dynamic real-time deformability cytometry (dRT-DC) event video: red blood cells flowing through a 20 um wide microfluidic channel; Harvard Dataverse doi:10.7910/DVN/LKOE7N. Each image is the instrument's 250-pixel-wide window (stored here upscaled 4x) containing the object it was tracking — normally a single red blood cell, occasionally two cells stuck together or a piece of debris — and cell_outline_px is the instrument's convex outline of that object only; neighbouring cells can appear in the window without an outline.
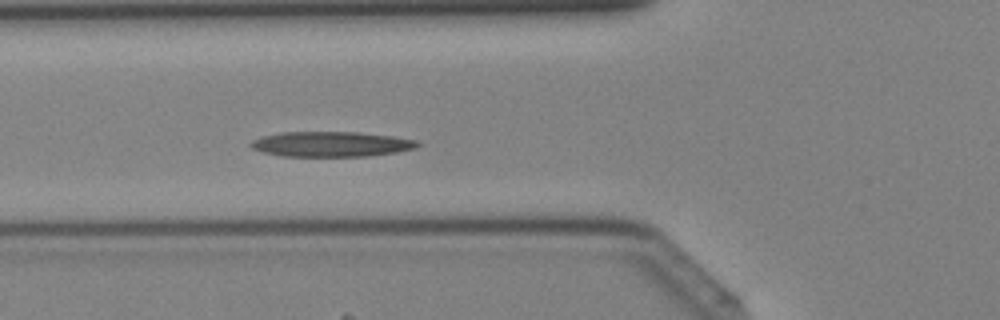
{"species": "Egyptian fruit bat (a non-hibernating species)", "species_latin": "Rousettus aegyptiacus", "temperature_condition": "cold", "stored_images_in_passage": 27, "camera_frame_rate_fps": 3000, "um_per_image_px": 0.085, "animal": {"sex": "female"}, "frame": {"image": 1, "passage_image": 6, "time_ms": 1.667, "image_size_px": [1000, 320], "cell_outline_px": [[420, 144], [416, 148], [396, 152], [368, 156], [280, 156], [264, 152], [252, 148], [248, 144], [252, 140], [264, 136], [280, 132], [360, 132], [392, 136], [416, 140]], "centroid_in_image_um": [28.14, 12.25], "position_along_channel_um": 97.7, "area_um2": 24.39}}
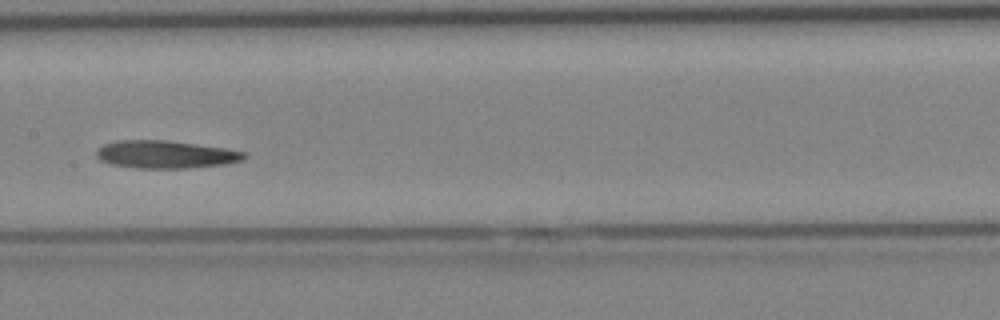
{"frame": {"image": 2, "passage_image": 12, "time_ms": 3.667, "image_size_px": [1000, 320], "cell_outline_px": [[248, 156], [244, 160], [228, 164], [188, 168], [136, 168], [112, 164], [100, 160], [96, 156], [96, 148], [104, 144], [116, 140], [164, 140], [224, 148], [244, 152]], "centroid_in_image_um": [14.06, 13.13], "position_along_channel_um": 193.3, "area_um2": 23.93}}
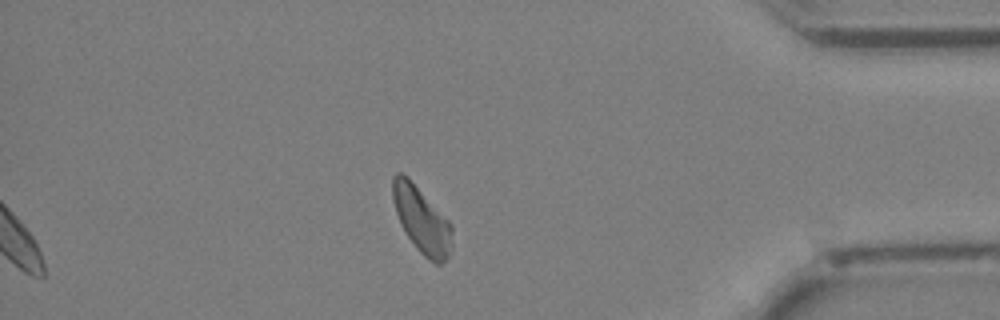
{"frame": {"image": 3, "passage_image": 27, "time_ms": 8.667, "image_size_px": [1000, 320], "cell_outline_px": [[452, 248], [448, 256], [440, 264], [436, 264], [428, 260], [416, 248], [400, 224], [392, 200], [392, 176], [396, 172], [400, 172], [408, 176], [452, 224]], "centroid_in_image_um": [35.83, 18.67], "position_along_channel_um": 399.4, "area_um2": 23.0}}